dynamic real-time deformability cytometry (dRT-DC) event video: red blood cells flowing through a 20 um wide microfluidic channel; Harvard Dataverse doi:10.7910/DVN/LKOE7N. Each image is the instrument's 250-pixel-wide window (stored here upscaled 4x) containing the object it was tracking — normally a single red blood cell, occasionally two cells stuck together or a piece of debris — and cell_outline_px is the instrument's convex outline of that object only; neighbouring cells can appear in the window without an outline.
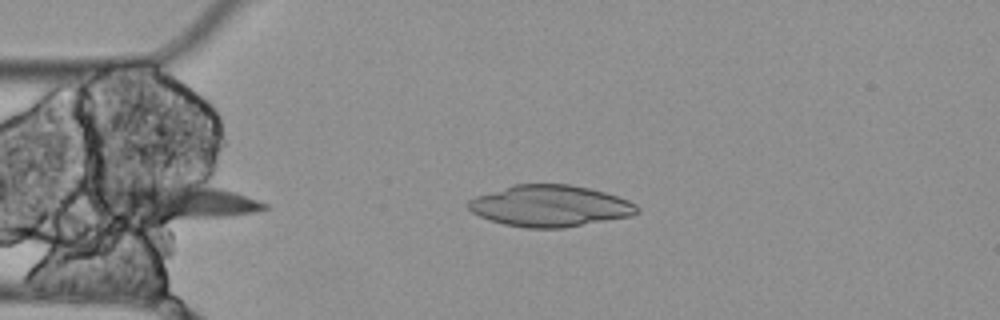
{"species": "Egyptian fruit bat (a non-hibernating species)", "species_latin": "Rousettus aegyptiacus", "temperature_condition": "cold", "stored_images_in_passage": 5, "camera_frame_rate_fps": 3000, "um_per_image_px": 0.085, "animal": {"sex": "female"}, "frame": {"image": 1, "passage_image": 5, "time_ms": 1.333, "image_size_px": [1000, 320], "cell_outline_px": [[640, 212], [632, 216], [564, 228], [524, 228], [504, 224], [480, 216], [472, 212], [468, 208], [468, 200], [476, 196], [516, 184], [568, 184], [588, 188], [604, 192], [628, 200], [636, 204], [640, 208]], "centroid_in_image_um": [46.78, 17.51], "position_along_channel_um": 38.2, "area_um2": 40.63}}